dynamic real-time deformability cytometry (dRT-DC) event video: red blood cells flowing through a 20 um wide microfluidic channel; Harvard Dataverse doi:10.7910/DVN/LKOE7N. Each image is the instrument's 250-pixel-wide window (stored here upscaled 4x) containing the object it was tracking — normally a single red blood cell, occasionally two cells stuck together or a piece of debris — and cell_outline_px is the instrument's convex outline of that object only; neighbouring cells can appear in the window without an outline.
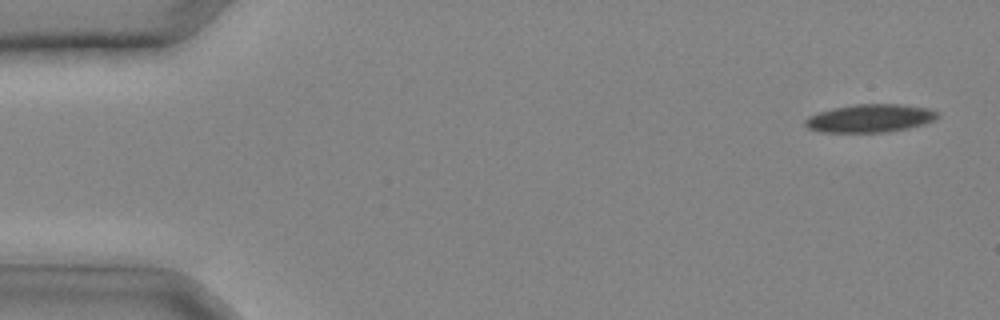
{"species": "common noctule bat (a hibernating species)", "species_latin": "Nyctalus noctula", "temperature_condition": "cold", "stored_images_in_passage": 32, "camera_frame_rate_fps": 3000, "um_per_image_px": 0.085, "animal": {"sex": "male", "body_mass_g": 20.4}, "frame": {"image": 1, "passage_image": 2, "time_ms": 0.333, "image_size_px": [1000, 320], "cell_outline_px": [[940, 116], [924, 124], [908, 128], [888, 132], [820, 132], [808, 128], [804, 124], [804, 120], [808, 116], [832, 108], [856, 104], [900, 104], [928, 108], [940, 112]], "centroid_in_image_um": [73.96, 10.05], "position_along_channel_um": 11.0, "area_um2": 21.73}}
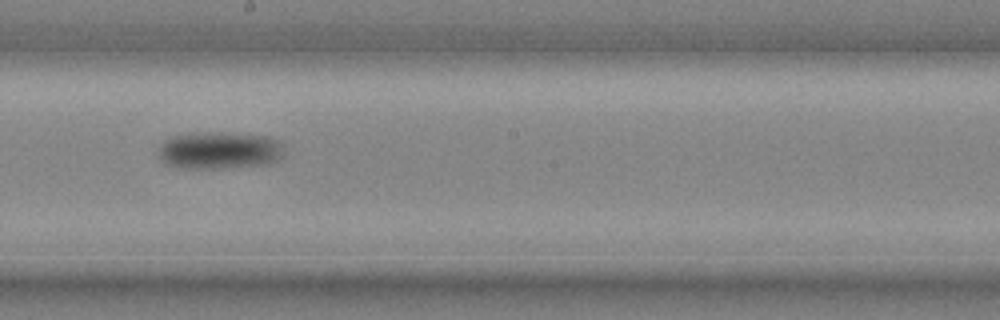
{"frame": {"image": 2, "passage_image": 19, "time_ms": 6.0, "image_size_px": [1000, 320], "cell_outline_px": [[284, 156], [268, 164], [224, 168], [188, 168], [164, 164], [160, 156], [160, 144], [164, 140], [172, 136], [268, 136], [280, 140], [284, 152]], "centroid_in_image_um": [18.71, 12.86], "position_along_channel_um": 229.5, "area_um2": 25.78}}
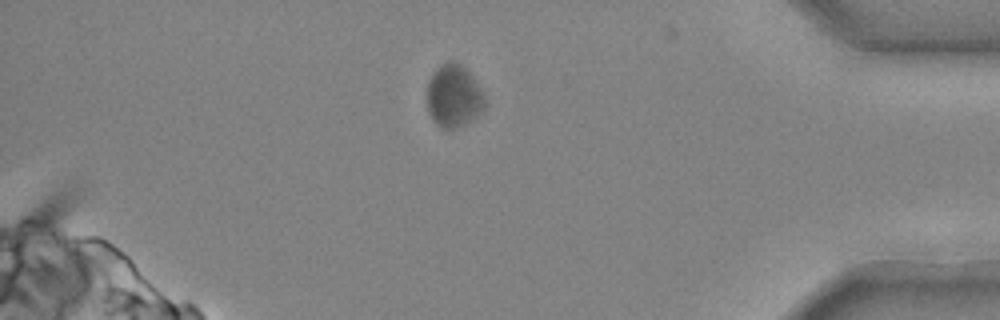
{"frame": {"image": 3, "passage_image": 29, "time_ms": 9.333, "image_size_px": [1000, 320], "cell_outline_px": [[484, 108], [476, 116], [464, 124], [452, 128], [444, 128], [432, 120], [428, 112], [428, 80], [432, 72], [440, 64], [460, 64], [468, 72], [480, 88], [484, 96]], "centroid_in_image_um": [38.54, 8.18], "position_along_channel_um": 396.7, "area_um2": 20.4}}